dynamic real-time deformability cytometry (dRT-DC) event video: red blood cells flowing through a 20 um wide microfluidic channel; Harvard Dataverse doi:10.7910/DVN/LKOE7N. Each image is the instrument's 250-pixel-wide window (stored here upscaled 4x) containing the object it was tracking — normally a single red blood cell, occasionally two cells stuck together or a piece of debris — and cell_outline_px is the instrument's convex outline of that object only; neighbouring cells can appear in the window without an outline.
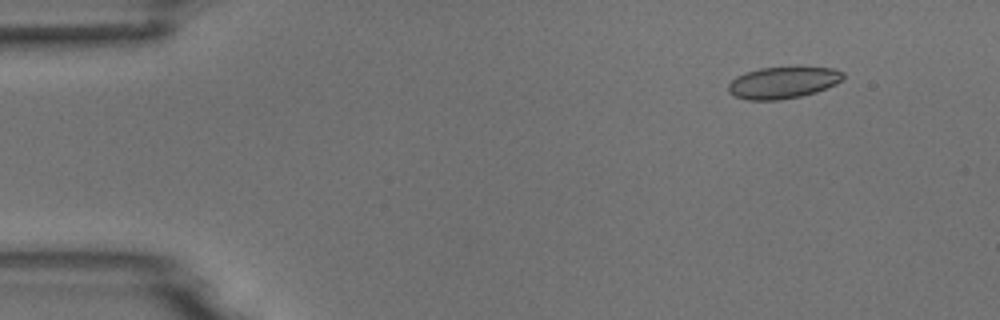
{"species": "common noctule bat (a hibernating species)", "species_latin": "Nyctalus noctula", "temperature_condition": "room temperature", "stored_images_in_passage": 5, "segment_of_instrument_passage": [2, 2], "camera_frame_rate_fps": 3000, "um_per_image_px": 0.085, "animal": {"sex": "male", "body_mass_g": 18.8}, "frame": {"image": 1, "passage_image": 5, "time_ms": 4.667, "image_size_px": [1000, 320], "cell_outline_px": [[844, 76], [836, 84], [816, 92], [800, 96], [780, 100], [748, 100], [736, 96], [728, 92], [728, 84], [736, 76], [744, 72], [760, 68], [796, 64], [832, 68], [844, 72]], "centroid_in_image_um": [66.57, 6.97], "position_along_channel_um": 18.4, "area_um2": 22.02}}